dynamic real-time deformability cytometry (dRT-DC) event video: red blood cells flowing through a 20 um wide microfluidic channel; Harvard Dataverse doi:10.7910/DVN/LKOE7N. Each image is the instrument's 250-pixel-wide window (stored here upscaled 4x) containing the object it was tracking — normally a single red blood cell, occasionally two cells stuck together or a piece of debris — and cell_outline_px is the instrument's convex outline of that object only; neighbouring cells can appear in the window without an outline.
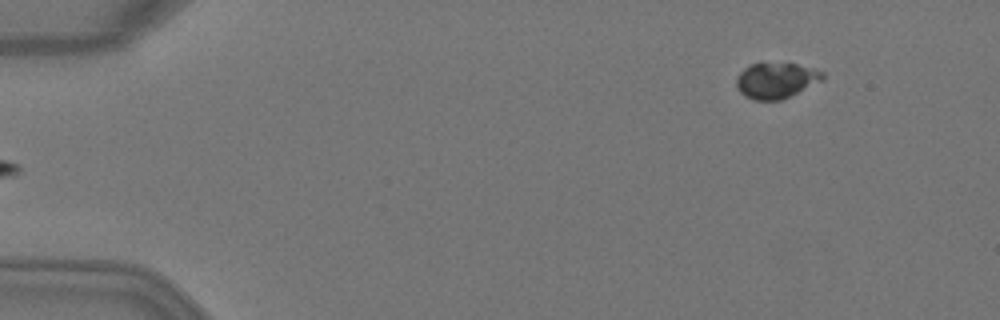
{"species": "Egyptian fruit bat (a non-hibernating species)", "species_latin": "Rousettus aegyptiacus", "temperature_condition": "warm", "stored_images_in_passage": 2, "camera_frame_rate_fps": 3000, "um_per_image_px": 0.085, "animal": {"sex": "female"}, "frame": {"image": 1, "passage_image": 2, "time_ms": 0.333, "image_size_px": [1000, 320], "cell_outline_px": [[824, 80], [780, 100], [756, 100], [744, 96], [736, 88], [736, 76], [744, 68], [752, 64], [796, 64], [816, 68], [824, 72]], "centroid_in_image_um": [65.97, 6.84], "position_along_channel_um": 19.0, "area_um2": 17.86}}